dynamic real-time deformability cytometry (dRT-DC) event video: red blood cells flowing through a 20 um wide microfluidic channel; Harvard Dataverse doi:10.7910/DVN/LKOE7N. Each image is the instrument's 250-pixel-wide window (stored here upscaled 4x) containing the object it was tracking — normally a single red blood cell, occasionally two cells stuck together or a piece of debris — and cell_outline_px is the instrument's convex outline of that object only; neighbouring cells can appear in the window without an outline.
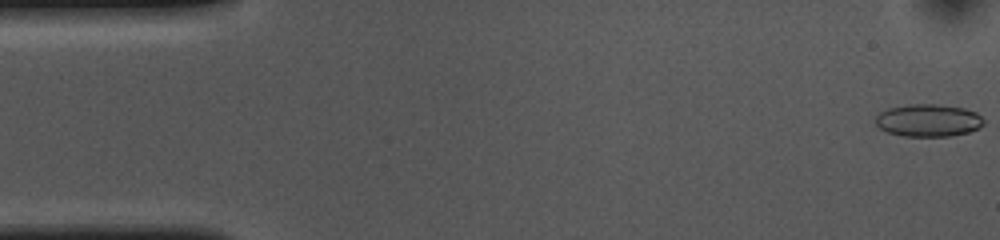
{"species": "common noctule bat (a hibernating species)", "species_latin": "Nyctalus noctula", "temperature_condition": "cold", "stored_images_in_passage": 54, "camera_frame_rate_fps": 3000, "um_per_image_px": 0.085, "animal": {"sex": "female", "body_mass_g": 10.0, "forearm_length_mm": 53.1}, "frame": {"image": 1, "passage_image": 1, "time_ms": 0.0, "image_size_px": [1000, 240], "cell_outline_px": [[984, 124], [980, 128], [968, 132], [948, 136], [904, 136], [888, 132], [880, 128], [876, 124], [876, 116], [880, 112], [888, 108], [912, 104], [936, 104], [964, 108], [976, 112], [984, 120]], "centroid_in_image_um": [78.92, 10.23], "position_along_channel_um": 6.1, "area_um2": 20.4}}
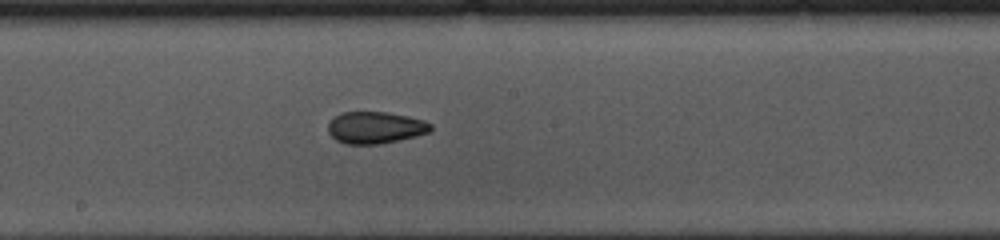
{"frame": {"image": 2, "passage_image": 28, "time_ms": 9.0, "image_size_px": [1000, 240], "cell_outline_px": [[432, 128], [428, 132], [416, 136], [400, 140], [380, 144], [344, 144], [336, 140], [328, 132], [328, 124], [340, 112], [388, 112], [408, 116], [424, 120], [432, 124]], "centroid_in_image_um": [31.91, 10.85], "position_along_channel_um": 216.3, "area_um2": 19.13}}
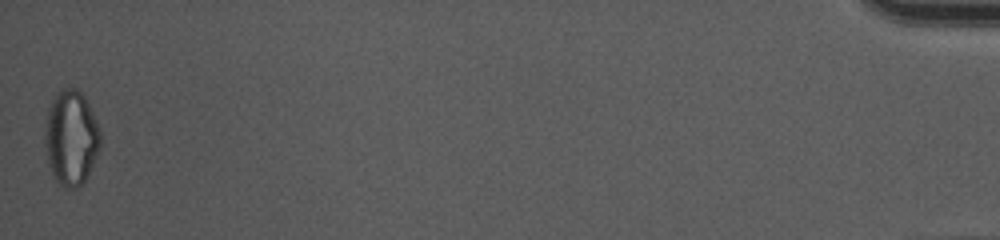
{"frame": {"image": 3, "passage_image": 54, "time_ms": 17.667, "image_size_px": [1000, 240], "cell_outline_px": [[100, 148], [88, 176], [76, 188], [64, 188], [52, 176], [48, 164], [44, 144], [44, 132], [48, 108], [56, 92], [60, 88], [76, 88], [84, 96], [96, 120], [100, 132]], "centroid_in_image_um": [6.02, 11.71], "position_along_channel_um": 429.2, "area_um2": 30.92}, "authors_computed_cell_mechanics": {"area_um2": 20.0855, "velocity_mm_per_s": 3.6285, "shape_relaxation_time_tau1_ms": 5.9039, "shape_relaxation_time_tau2_ms": 3.837, "deformation_change_tau1": 0.1103, "deformation_change_tau2": 0.1}}